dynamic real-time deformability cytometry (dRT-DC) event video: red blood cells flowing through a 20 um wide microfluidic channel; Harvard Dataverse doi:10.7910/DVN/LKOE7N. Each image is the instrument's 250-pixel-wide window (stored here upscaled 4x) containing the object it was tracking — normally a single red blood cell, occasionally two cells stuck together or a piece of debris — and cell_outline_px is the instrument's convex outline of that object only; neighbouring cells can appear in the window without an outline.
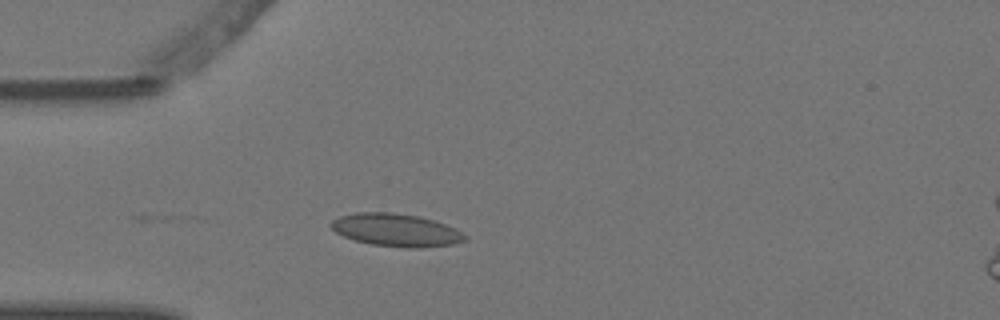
{"species": "Egyptian fruit bat (a non-hibernating species)", "species_latin": "Rousettus aegyptiacus", "temperature_condition": "warm", "stored_images_in_passage": 5, "segment_of_instrument_passage": [1, 2], "camera_frame_rate_fps": 3000, "um_per_image_px": 0.085, "animal": {"sex": "female"}, "frame": {"image": 1, "passage_image": 4, "time_ms": 1.0, "image_size_px": [1000, 320], "cell_outline_px": [[468, 240], [456, 244], [420, 248], [404, 248], [372, 244], [356, 240], [344, 236], [336, 232], [328, 224], [332, 220], [340, 216], [356, 212], [392, 212], [420, 216], [456, 228], [468, 236]], "centroid_in_image_um": [33.71, 19.56], "position_along_channel_um": 51.3, "area_um2": 25.78}}